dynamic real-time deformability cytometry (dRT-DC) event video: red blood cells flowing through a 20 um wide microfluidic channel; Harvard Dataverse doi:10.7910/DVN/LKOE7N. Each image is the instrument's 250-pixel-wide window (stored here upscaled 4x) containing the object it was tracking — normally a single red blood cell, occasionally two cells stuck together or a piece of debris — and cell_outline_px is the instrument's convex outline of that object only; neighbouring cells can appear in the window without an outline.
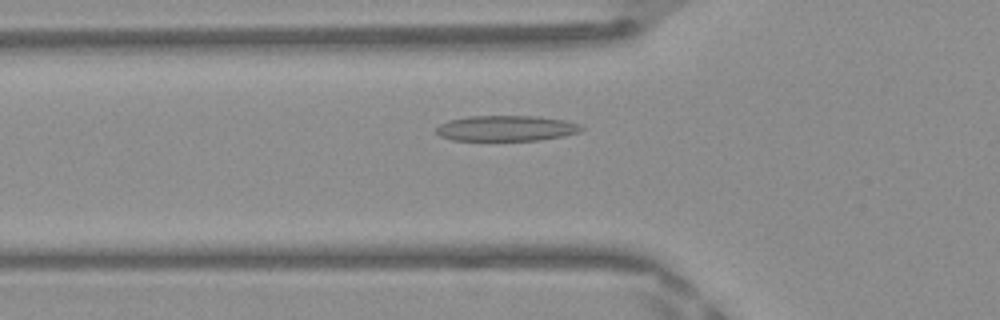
{"species": "Egyptian fruit bat (a non-hibernating species)", "species_latin": "Rousettus aegyptiacus", "temperature_condition": "warm", "stored_images_in_passage": 36, "camera_frame_rate_fps": 3000, "um_per_image_px": 0.085, "frame": {"image": 1, "passage_image": 4, "time_ms": 1.0, "image_size_px": [1000, 320], "cell_outline_px": [[584, 128], [580, 132], [564, 136], [536, 140], [452, 140], [440, 136], [436, 132], [436, 128], [440, 124], [448, 120], [468, 116], [536, 116], [564, 120], [580, 124]], "centroid_in_image_um": [43.03, 10.9], "position_along_channel_um": 82.8, "area_um2": 21.62}}
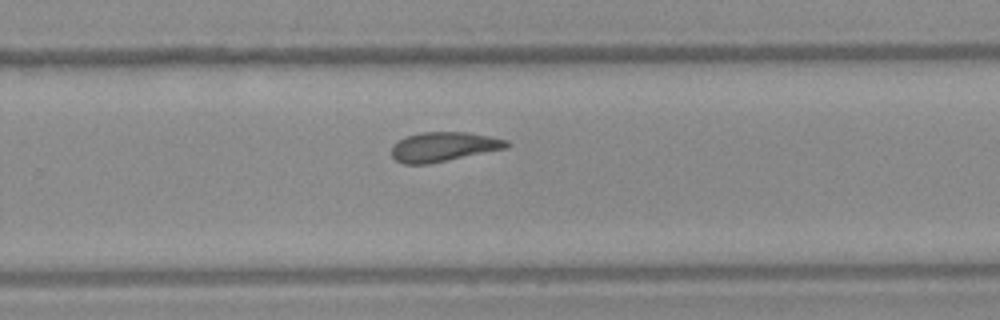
{"frame": {"image": 2, "passage_image": 19, "time_ms": 6.0, "image_size_px": [1000, 320], "cell_outline_px": [[512, 144], [508, 148], [428, 164], [404, 164], [396, 160], [392, 156], [392, 144], [408, 136], [420, 132], [468, 132], [508, 140]], "centroid_in_image_um": [37.73, 12.47], "position_along_channel_um": 292.1, "area_um2": 19.77}}
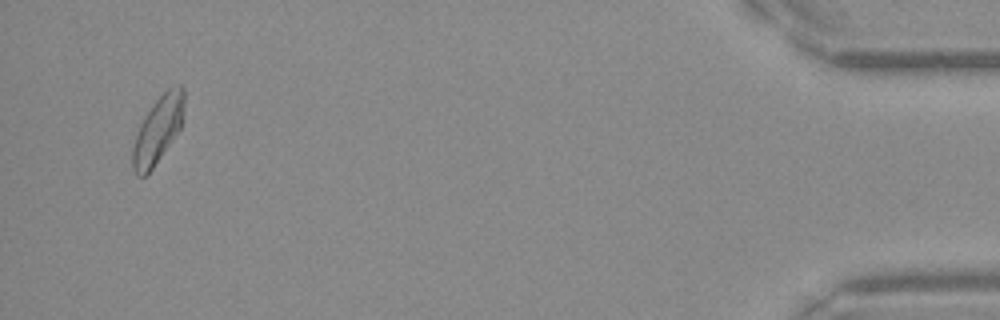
{"frame": {"image": 3, "passage_image": 34, "time_ms": 11.0, "image_size_px": [1000, 320], "cell_outline_px": [[184, 112], [180, 128], [172, 140], [152, 168], [144, 176], [136, 176], [132, 168], [132, 148], [140, 124], [144, 116], [156, 100], [168, 88], [180, 84], [184, 88]], "centroid_in_image_um": [13.42, 11.02], "position_along_channel_um": 421.8, "area_um2": 19.77}, "authors_computed_cell_mechanics": {"area_um2": 20.0277, "velocity_mm_per_s": 4.1657, "shape_relaxation_time_tau1_ms": null, "shape_relaxation_time_tau2_ms": 2.4517, "deformation_change_tau1": null, "deformation_change_tau2": 0.1005}}